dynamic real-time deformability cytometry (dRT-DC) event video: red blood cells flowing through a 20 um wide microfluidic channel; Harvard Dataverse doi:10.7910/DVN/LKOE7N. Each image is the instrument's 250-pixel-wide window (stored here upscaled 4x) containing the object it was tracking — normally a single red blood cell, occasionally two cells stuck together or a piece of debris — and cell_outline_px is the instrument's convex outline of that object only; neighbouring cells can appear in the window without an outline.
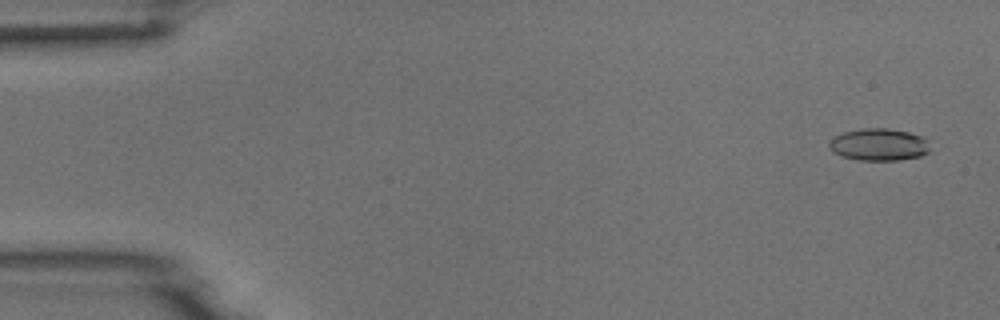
{"species": "common noctule bat (a hibernating species)", "species_latin": "Nyctalus noctula", "temperature_condition": "room temperature", "stored_images_in_passage": 6, "camera_frame_rate_fps": 3000, "um_per_image_px": 0.085, "animal": {"sex": "male", "body_mass_g": 18.8}, "frame": {"image": 1, "passage_image": 1, "time_ms": 0.0, "image_size_px": [1000, 320], "cell_outline_px": [[928, 152], [920, 156], [900, 160], [860, 160], [844, 156], [832, 152], [828, 148], [828, 140], [844, 132], [864, 128], [888, 128], [908, 132], [924, 136], [928, 140]], "centroid_in_image_um": [74.7, 12.28], "position_along_channel_um": 10.3, "area_um2": 18.96}}
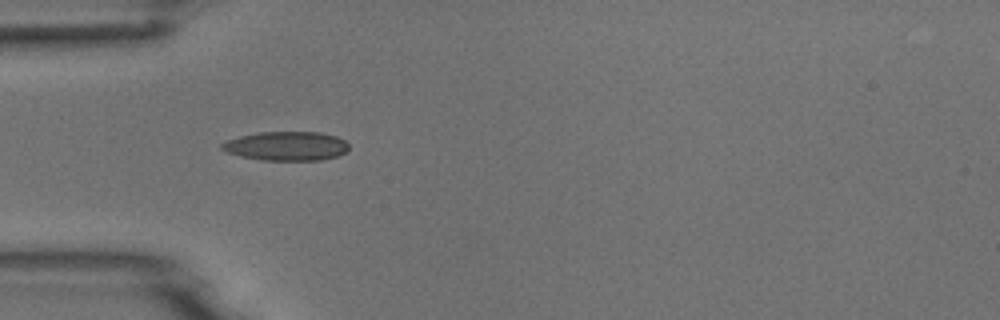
{"frame": {"image": 2, "passage_image": 5, "time_ms": 1.333, "image_size_px": [1000, 320], "cell_outline_px": [[348, 152], [340, 156], [320, 160], [264, 160], [240, 156], [228, 152], [220, 148], [220, 144], [228, 140], [240, 136], [260, 132], [320, 132], [336, 136], [344, 140], [348, 144]], "centroid_in_image_um": [24.38, 12.41], "position_along_channel_um": 60.6, "area_um2": 21.56}}
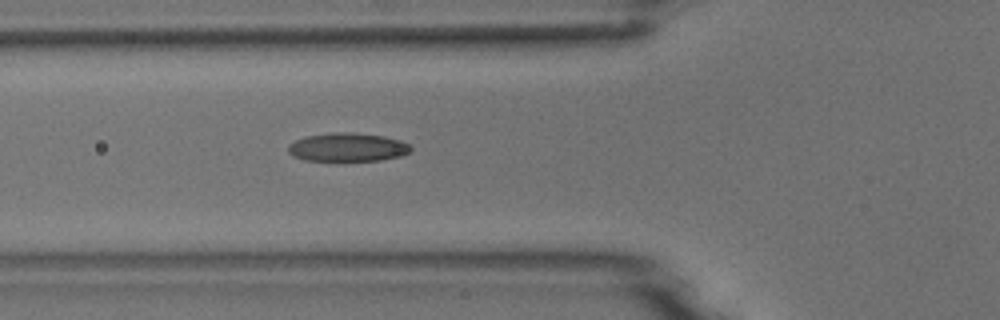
{"frame": {"image": 3, "passage_image": 6, "time_ms": 1.667, "image_size_px": [1000, 320], "cell_outline_px": [[412, 152], [400, 156], [380, 160], [304, 160], [292, 156], [288, 152], [288, 144], [304, 136], [332, 132], [352, 132], [384, 136], [400, 140], [408, 144], [412, 148]], "centroid_in_image_um": [29.53, 12.5], "position_along_channel_um": 96.3, "area_um2": 20.46}}